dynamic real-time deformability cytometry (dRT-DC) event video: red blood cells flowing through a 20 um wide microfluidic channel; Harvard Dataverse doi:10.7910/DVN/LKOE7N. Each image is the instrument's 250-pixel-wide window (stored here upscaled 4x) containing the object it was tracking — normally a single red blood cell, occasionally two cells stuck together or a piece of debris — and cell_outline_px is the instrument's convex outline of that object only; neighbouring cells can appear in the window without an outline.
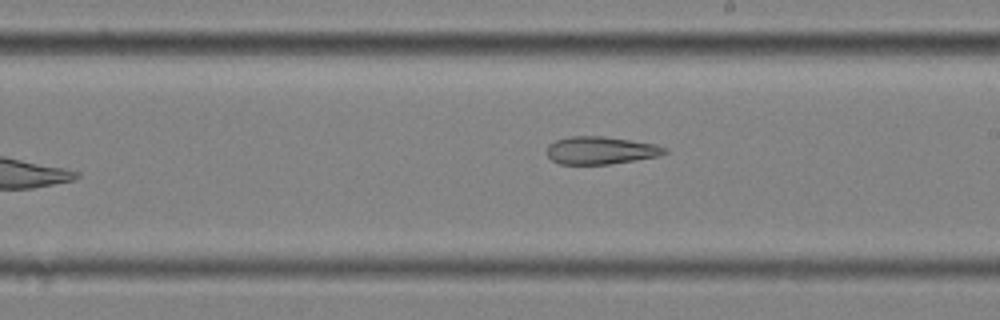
{"species": "common noctule bat (a hibernating species)", "species_latin": "Nyctalus noctula", "temperature_condition": "cold", "stored_images_in_passage": 11, "camera_frame_rate_fps": 3000, "um_per_image_px": 0.085, "animal": {"sex": "female", "body_mass_g": 25.1}, "frame": {"image": 1, "passage_image": 10, "time_ms": 3.0, "image_size_px": [1000, 320], "cell_outline_px": [[668, 152], [656, 156], [608, 164], [560, 164], [552, 160], [548, 156], [548, 144], [556, 140], [572, 136], [604, 136], [656, 144], [668, 148]], "centroid_in_image_um": [51.05, 12.77], "position_along_channel_um": 237.9, "area_um2": 18.79}}
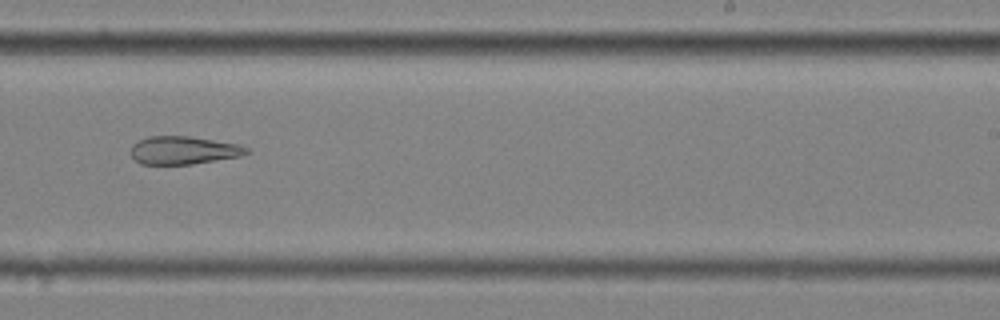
{"frame": {"image": 2, "passage_image": 11, "time_ms": 3.333, "image_size_px": [1000, 320], "cell_outline_px": [[252, 152], [240, 156], [192, 164], [140, 164], [132, 156], [132, 144], [148, 136], [188, 136], [240, 144], [248, 148]], "centroid_in_image_um": [15.63, 12.77], "position_along_channel_um": 273.4, "area_um2": 18.84}}